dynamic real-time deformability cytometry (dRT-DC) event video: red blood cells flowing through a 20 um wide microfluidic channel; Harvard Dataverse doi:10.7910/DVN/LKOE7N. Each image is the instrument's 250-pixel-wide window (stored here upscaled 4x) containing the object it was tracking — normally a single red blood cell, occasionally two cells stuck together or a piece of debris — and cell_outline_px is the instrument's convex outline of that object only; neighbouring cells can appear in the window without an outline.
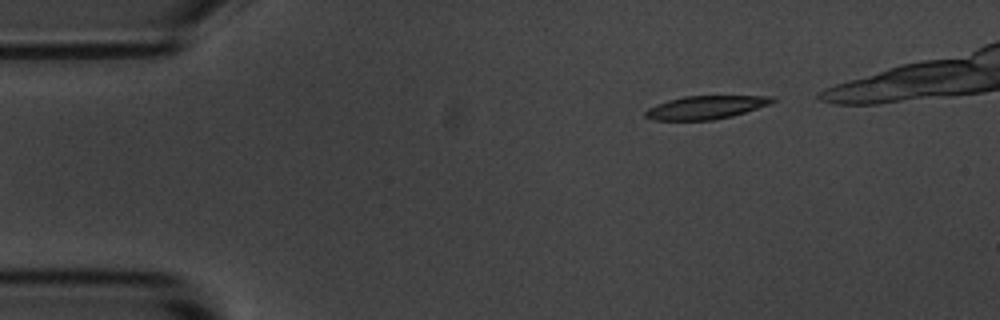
{"species": "common noctule bat (a hibernating species)", "species_latin": "Nyctalus noctula", "temperature_condition": "room temperature", "stored_images_in_passage": 3, "camera_frame_rate_fps": 3000, "um_per_image_px": 0.085, "animal": {"sex": "male", "body_mass_g": 20.1, "forearm_length_mm": 53.5}, "frame": {"image": 1, "passage_image": 1, "time_ms": 0.0, "image_size_px": [1000, 320], "cell_outline_px": [[776, 100], [768, 104], [732, 116], [712, 120], [652, 120], [644, 116], [644, 112], [648, 108], [656, 104], [668, 100], [684, 96], [776, 96]], "centroid_in_image_um": [59.94, 9.13], "position_along_channel_um": 25.1, "area_um2": 17.11}}